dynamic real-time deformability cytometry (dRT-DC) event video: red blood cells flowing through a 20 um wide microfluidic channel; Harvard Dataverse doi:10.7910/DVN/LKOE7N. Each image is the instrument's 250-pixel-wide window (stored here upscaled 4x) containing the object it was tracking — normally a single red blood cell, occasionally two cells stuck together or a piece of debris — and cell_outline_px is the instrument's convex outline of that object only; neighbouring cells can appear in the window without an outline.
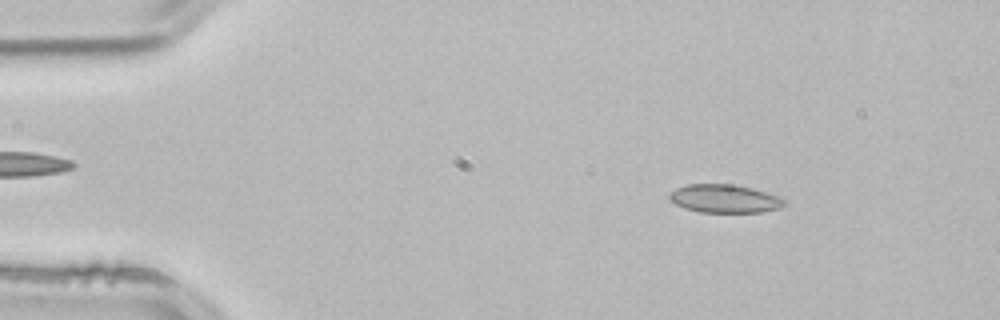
{"species": "common noctule bat (a hibernating species)", "species_latin": "Nyctalus noctula", "temperature_condition": "room temperature", "stored_images_in_passage": 53, "camera_frame_rate_fps": 3000, "um_per_image_px": 0.085, "animal": {"sex": "male", "body_mass_g": 21.5, "forearm_length_mm": 52.0}, "frame": {"image": 1, "passage_image": 8, "time_ms": 2.333, "image_size_px": [1000, 320], "cell_outline_px": [[784, 204], [780, 208], [760, 212], [700, 212], [684, 208], [668, 200], [668, 192], [676, 188], [688, 184], [732, 184], [764, 192], [776, 196], [784, 200]], "centroid_in_image_um": [61.49, 16.89], "position_along_channel_um": 23.5, "area_um2": 18.73}}
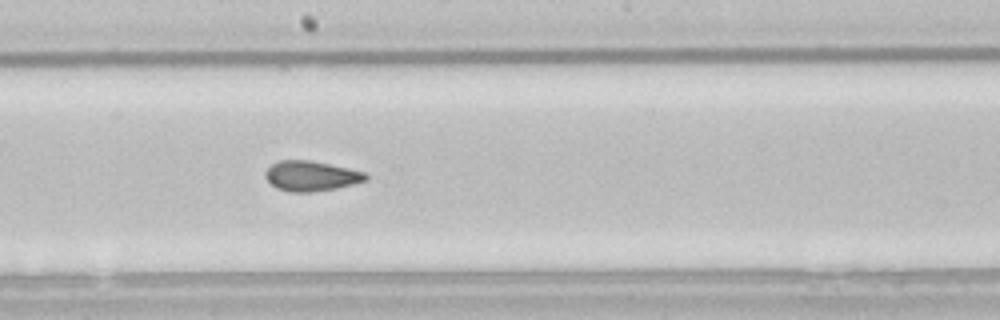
{"frame": {"image": 2, "passage_image": 29, "time_ms": 9.333, "image_size_px": [1000, 320], "cell_outline_px": [[368, 180], [336, 188], [308, 192], [288, 192], [276, 188], [264, 176], [264, 172], [272, 164], [280, 160], [308, 160], [348, 168], [364, 172], [368, 176]], "centroid_in_image_um": [26.42, 14.96], "position_along_channel_um": 221.8, "area_um2": 17.46}}
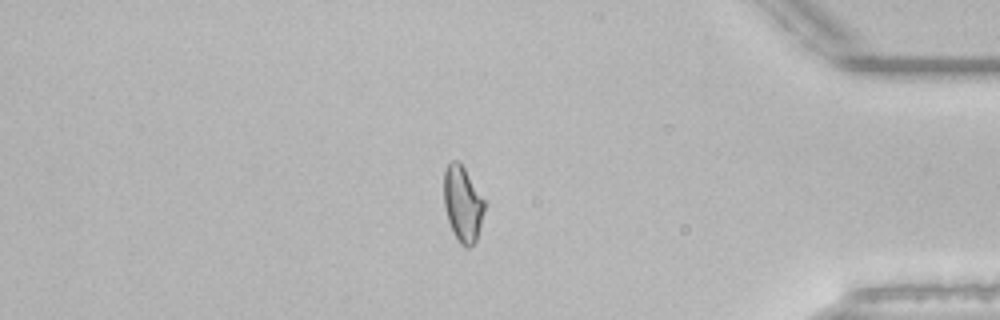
{"frame": {"image": 3, "passage_image": 45, "time_ms": 14.667, "image_size_px": [1000, 320], "cell_outline_px": [[484, 212], [476, 240], [468, 248], [460, 244], [448, 220], [444, 208], [444, 168], [452, 160], [456, 160], [464, 168], [484, 200]], "centroid_in_image_um": [39.31, 17.32], "position_along_channel_um": 395.9, "area_um2": 17.51}, "authors_computed_cell_mechanics": {"area_um2": 18.207, "velocity_mm_per_s": 3.8783, "shape_relaxation_time_tau1_ms": 10.1611, "shape_relaxation_time_tau2_ms": 1.0837, "deformation_change_tau1": 0.1648, "deformation_change_tau2": 0.0573}}